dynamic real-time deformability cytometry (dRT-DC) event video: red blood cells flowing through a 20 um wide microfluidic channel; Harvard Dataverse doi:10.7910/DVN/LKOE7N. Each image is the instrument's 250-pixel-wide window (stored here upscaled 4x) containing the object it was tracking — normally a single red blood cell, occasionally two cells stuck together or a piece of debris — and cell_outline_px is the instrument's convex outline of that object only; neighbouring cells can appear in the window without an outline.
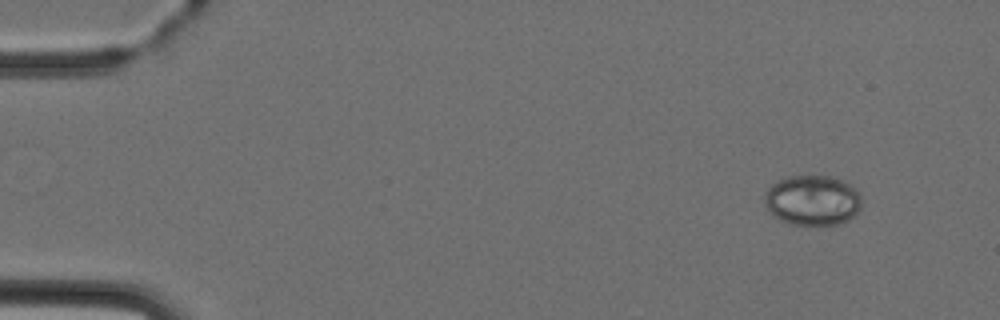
{"species": "Egyptian fruit bat (a non-hibernating species)", "species_latin": "Rousettus aegyptiacus", "temperature_condition": "cold", "stored_images_in_passage": 1, "camera_frame_rate_fps": 3000, "um_per_image_px": 0.085, "animal": {"sex": "female"}, "frame": {"image": 1, "passage_image": 1, "time_ms": 0.0, "image_size_px": [1000, 320], "cell_outline_px": [[860, 208], [848, 220], [836, 224], [788, 224], [772, 216], [764, 200], [764, 192], [772, 184], [788, 176], [828, 176], [840, 180], [856, 188], [860, 192]], "centroid_in_image_um": [69.03, 17.02], "position_along_channel_um": 16.0, "area_um2": 28.21}}